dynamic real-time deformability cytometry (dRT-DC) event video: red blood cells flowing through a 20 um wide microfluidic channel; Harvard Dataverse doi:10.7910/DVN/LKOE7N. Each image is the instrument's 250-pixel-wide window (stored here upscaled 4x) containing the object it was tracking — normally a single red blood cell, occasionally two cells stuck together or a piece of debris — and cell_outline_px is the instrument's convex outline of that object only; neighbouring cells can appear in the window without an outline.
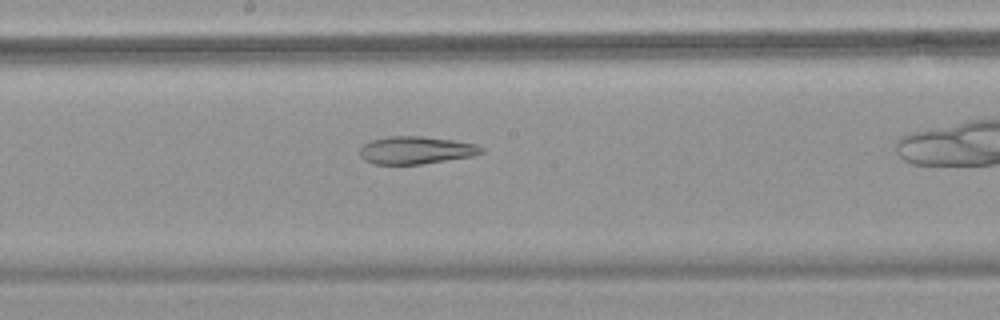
{"species": "common noctule bat (a hibernating species)", "species_latin": "Nyctalus noctula", "temperature_condition": "warm", "stored_images_in_passage": 32, "camera_frame_rate_fps": 3000, "um_per_image_px": 0.085, "animal": {"sex": "female", "body_mass_g": 18.4}, "frame": {"image": 1, "passage_image": 19, "time_ms": 6.0, "image_size_px": [1000, 320], "cell_outline_px": [[484, 152], [472, 156], [420, 164], [372, 164], [364, 160], [360, 156], [360, 148], [364, 144], [372, 140], [388, 136], [420, 136], [452, 140], [476, 144], [484, 148]], "centroid_in_image_um": [35.34, 12.77], "position_along_channel_um": 212.9, "area_um2": 19.48}}